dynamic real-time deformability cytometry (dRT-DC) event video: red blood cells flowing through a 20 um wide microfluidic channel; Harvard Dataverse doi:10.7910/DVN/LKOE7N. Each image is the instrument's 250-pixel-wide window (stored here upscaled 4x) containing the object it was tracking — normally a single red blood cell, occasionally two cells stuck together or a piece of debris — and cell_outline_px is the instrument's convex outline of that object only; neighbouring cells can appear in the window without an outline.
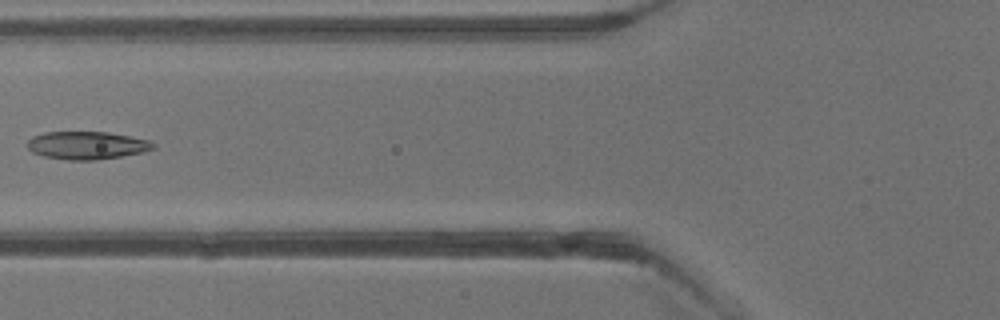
{"species": "common noctule bat (a hibernating species)", "species_latin": "Nyctalus noctula", "temperature_condition": "warm", "stored_images_in_passage": 4, "camera_frame_rate_fps": 3000, "um_per_image_px": 0.085, "animal": {"sex": "male", "body_mass_g": 13.3}, "frame": {"image": 1, "passage_image": 4, "time_ms": 4.333, "image_size_px": [1000, 320], "cell_outline_px": [[156, 148], [144, 152], [96, 160], [68, 160], [44, 156], [32, 152], [28, 148], [28, 140], [32, 136], [44, 132], [108, 132], [152, 140], [156, 144]], "centroid_in_image_um": [7.43, 12.35], "position_along_channel_um": 118.4, "area_um2": 20.58}}